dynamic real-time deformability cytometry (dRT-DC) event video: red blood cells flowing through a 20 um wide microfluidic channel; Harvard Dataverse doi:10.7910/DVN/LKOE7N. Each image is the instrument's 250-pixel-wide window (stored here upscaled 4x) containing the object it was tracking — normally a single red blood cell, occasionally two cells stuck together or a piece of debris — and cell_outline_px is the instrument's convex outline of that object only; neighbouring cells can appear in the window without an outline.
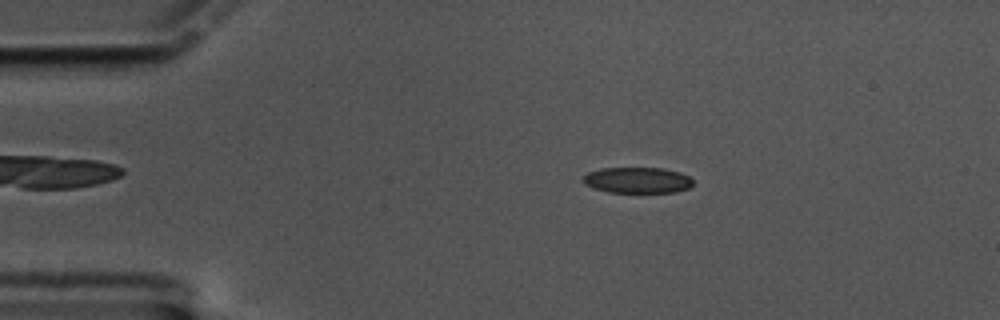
{"species": "common noctule bat (a hibernating species)", "species_latin": "Nyctalus noctula", "temperature_condition": "cold", "stored_images_in_passage": 59, "camera_frame_rate_fps": 3000, "um_per_image_px": 0.085, "animal": {"sex": "male", "body_mass_g": 17.5, "forearm_length_mm": 52.3}, "frame": {"image": 1, "passage_image": 11, "time_ms": 3.333, "image_size_px": [1000, 320], "cell_outline_px": [[692, 184], [688, 188], [676, 192], [608, 192], [584, 184], [580, 180], [588, 172], [600, 168], [664, 168], [680, 172], [688, 176], [692, 180]], "centroid_in_image_um": [54.16, 15.31], "position_along_channel_um": 30.8, "area_um2": 16.59}}
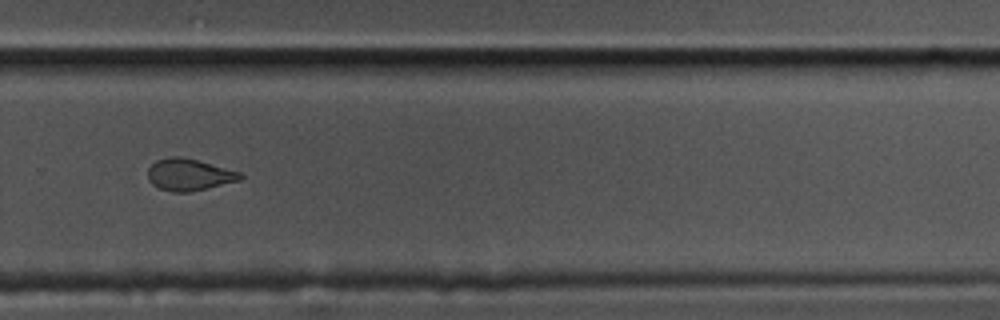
{"frame": {"image": 2, "passage_image": 40, "time_ms": 13.0, "image_size_px": [1000, 320], "cell_outline_px": [[244, 176], [240, 180], [192, 192], [172, 192], [160, 188], [152, 184], [148, 180], [148, 168], [156, 160], [168, 156], [180, 156], [244, 172]], "centroid_in_image_um": [16.09, 14.84], "position_along_channel_um": 313.7, "area_um2": 17.34}}
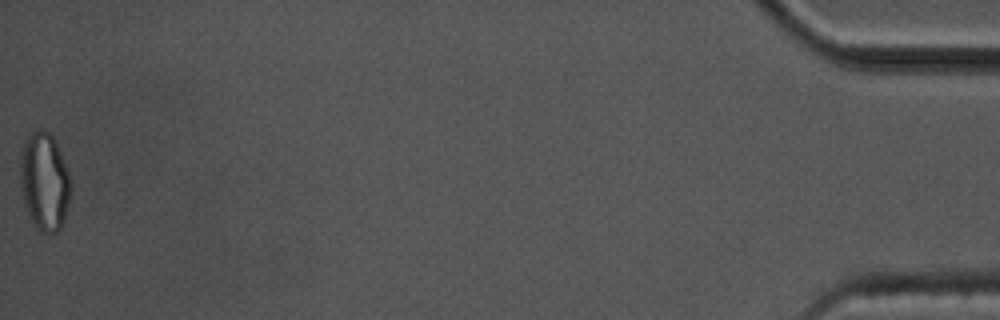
{"frame": {"image": 3, "passage_image": 59, "time_ms": 19.333, "image_size_px": [1000, 320], "cell_outline_px": [[72, 188], [64, 220], [60, 228], [56, 232], [44, 232], [32, 220], [24, 204], [20, 192], [20, 152], [24, 140], [32, 132], [40, 128], [48, 132], [56, 140], [68, 172], [72, 184]], "centroid_in_image_um": [3.77, 15.37], "position_along_channel_um": 431.4, "area_um2": 28.96}, "authors_computed_cell_mechanics": {"area_um2": 17.8024, "velocity_mm_per_s": 3.4165, "shape_relaxation_time_tau1_ms": 4.8214, "shape_relaxation_time_tau2_ms": 2.5295, "deformation_change_tau1": 0.1482, "deformation_change_tau2": 0.0814}}